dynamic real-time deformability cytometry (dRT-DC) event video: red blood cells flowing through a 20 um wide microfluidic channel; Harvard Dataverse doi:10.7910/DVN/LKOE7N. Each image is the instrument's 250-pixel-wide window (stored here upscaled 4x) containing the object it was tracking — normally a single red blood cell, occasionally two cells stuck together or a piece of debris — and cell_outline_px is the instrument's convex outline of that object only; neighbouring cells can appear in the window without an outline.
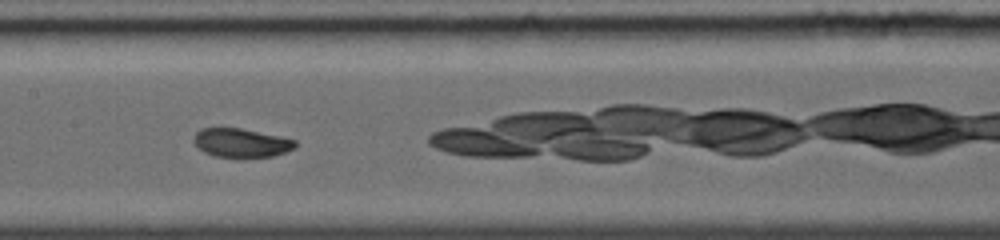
{"species": "common noctule bat (a hibernating species)", "species_latin": "Nyctalus noctula", "temperature_condition": "warm", "stored_images_in_passage": 16, "camera_frame_rate_fps": 5000, "um_per_image_px": 0.085, "animal": {"sex": "female", "body_mass_g": 19.0, "forearm_length_mm": 56.7}, "frame": {"image": 1, "passage_image": 5, "time_ms": 2.6, "image_size_px": [1000, 240], "cell_outline_px": [[296, 148], [272, 156], [216, 156], [204, 152], [192, 140], [196, 132], [200, 128], [240, 128], [280, 136], [296, 140]], "centroid_in_image_um": [20.5, 12.12], "position_along_channel_um": 186.9, "area_um2": 16.7}}
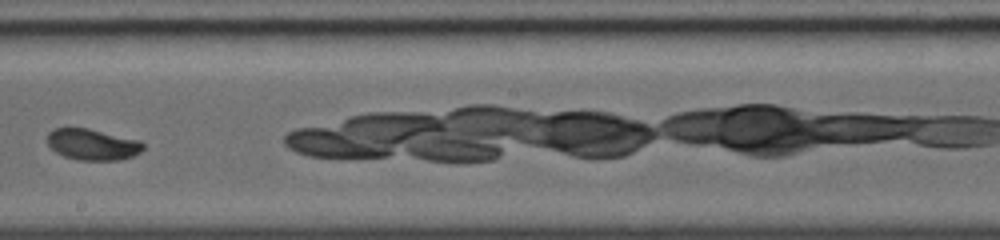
{"frame": {"image": 2, "passage_image": 7, "time_ms": 3.8, "image_size_px": [1000, 240], "cell_outline_px": [[144, 148], [140, 152], [132, 156], [120, 160], [80, 160], [64, 156], [56, 152], [48, 144], [48, 132], [52, 128], [88, 128], [140, 140], [144, 144]], "centroid_in_image_um": [7.87, 12.27], "position_along_channel_um": 240.3, "area_um2": 17.4}}